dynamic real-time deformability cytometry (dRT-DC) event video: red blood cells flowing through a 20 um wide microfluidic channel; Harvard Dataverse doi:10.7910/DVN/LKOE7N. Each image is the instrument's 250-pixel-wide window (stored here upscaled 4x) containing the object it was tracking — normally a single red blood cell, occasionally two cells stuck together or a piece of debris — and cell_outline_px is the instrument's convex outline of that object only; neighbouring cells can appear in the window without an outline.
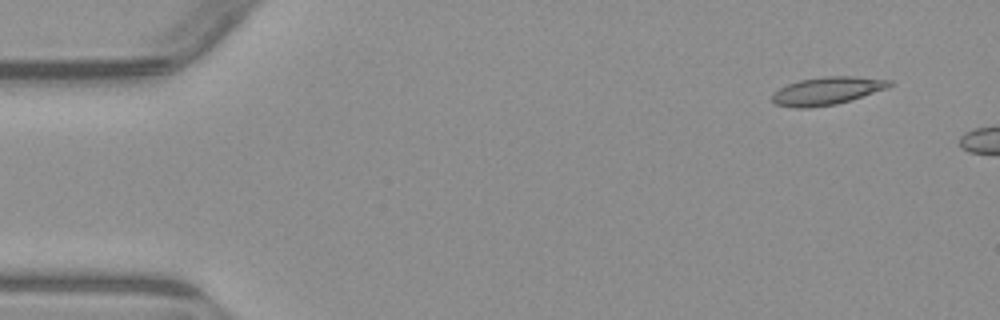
{"species": "common noctule bat (a hibernating species)", "species_latin": "Nyctalus noctula", "temperature_condition": "warm", "stored_images_in_passage": 4, "segment_of_instrument_passage": [2, 2], "camera_frame_rate_fps": 3000, "um_per_image_px": 0.085, "animal": {"sex": "male", "body_mass_g": 23.1, "forearm_length_mm": 52.7}, "frame": {"image": 1, "passage_image": 4, "time_ms": 4.333, "image_size_px": [1000, 320], "cell_outline_px": [[892, 84], [888, 88], [852, 100], [836, 104], [808, 108], [796, 108], [776, 104], [772, 100], [772, 92], [788, 84], [800, 80], [824, 76], [856, 76], [892, 80]], "centroid_in_image_um": [70.32, 7.72], "position_along_channel_um": 14.7, "area_um2": 19.13}}